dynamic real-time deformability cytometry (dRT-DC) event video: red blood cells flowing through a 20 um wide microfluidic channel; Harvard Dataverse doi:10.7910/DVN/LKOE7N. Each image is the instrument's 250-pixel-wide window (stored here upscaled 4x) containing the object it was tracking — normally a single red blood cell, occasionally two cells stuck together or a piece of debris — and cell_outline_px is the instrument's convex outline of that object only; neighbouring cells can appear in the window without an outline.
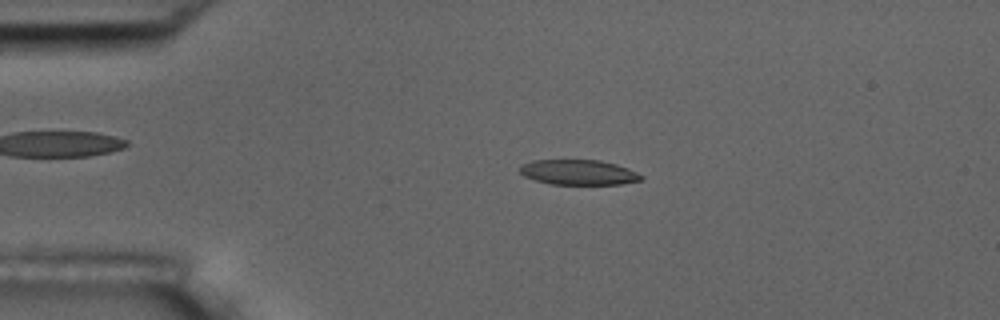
{"species": "common noctule bat (a hibernating species)", "species_latin": "Nyctalus noctula", "temperature_condition": "room temperature", "stored_images_in_passage": 4, "camera_frame_rate_fps": 3000, "um_per_image_px": 0.085, "animal": {"sex": "male", "body_mass_g": 17.5, "forearm_length_mm": 52.3}, "frame": {"image": 1, "passage_image": 3, "time_ms": 0.667, "image_size_px": [1000, 320], "cell_outline_px": [[644, 180], [620, 184], [552, 184], [536, 180], [524, 176], [520, 172], [520, 164], [532, 160], [600, 160], [616, 164], [628, 168], [644, 176]], "centroid_in_image_um": [49.19, 14.64], "position_along_channel_um": 35.8, "area_um2": 17.8}}